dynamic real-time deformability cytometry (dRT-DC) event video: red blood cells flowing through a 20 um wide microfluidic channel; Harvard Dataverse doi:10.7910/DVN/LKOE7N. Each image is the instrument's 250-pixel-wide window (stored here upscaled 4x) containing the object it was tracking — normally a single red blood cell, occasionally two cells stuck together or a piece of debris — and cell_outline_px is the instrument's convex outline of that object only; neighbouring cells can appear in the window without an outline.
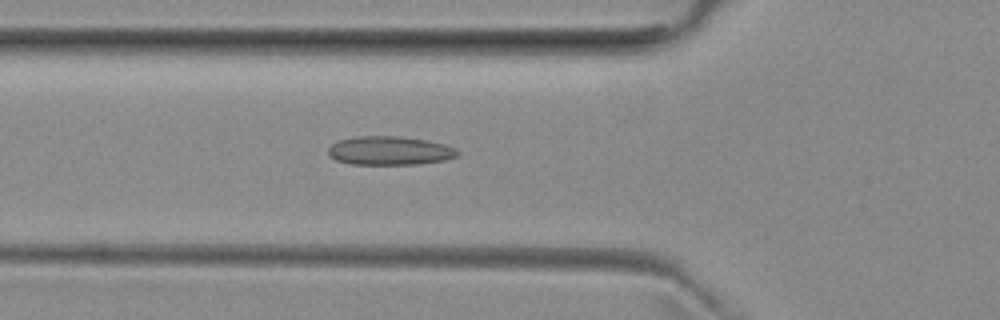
{"species": "common noctule bat (a hibernating species)", "species_latin": "Nyctalus noctula", "temperature_condition": "room temperature", "stored_images_in_passage": 44, "camera_frame_rate_fps": 3000, "um_per_image_px": 0.085, "animal": {"sex": "female", "body_mass_g": 29.2, "forearm_length_mm": 56.3}, "frame": {"image": 1, "passage_image": 11, "time_ms": 3.333, "image_size_px": [1000, 320], "cell_outline_px": [[460, 152], [456, 156], [444, 160], [416, 164], [348, 164], [336, 160], [328, 156], [328, 148], [332, 144], [340, 140], [356, 136], [400, 136], [428, 140], [444, 144], [456, 148]], "centroid_in_image_um": [33.11, 12.8], "position_along_channel_um": 92.7, "area_um2": 21.73}}
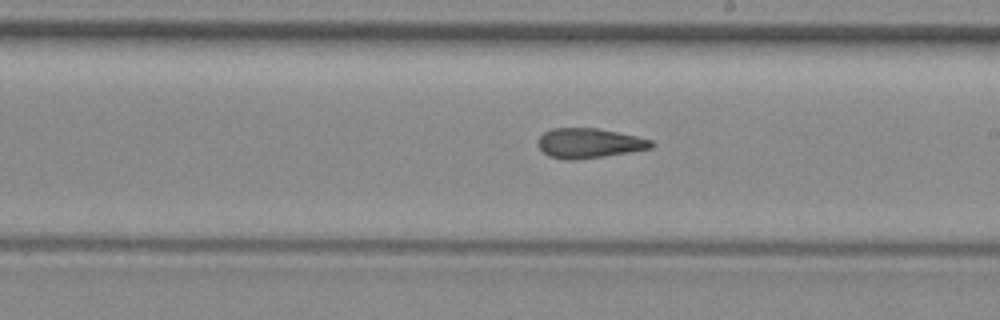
{"frame": {"image": 2, "passage_image": 22, "time_ms": 7.0, "image_size_px": [1000, 320], "cell_outline_px": [[656, 144], [652, 148], [604, 156], [572, 160], [564, 160], [548, 156], [540, 148], [536, 140], [544, 132], [552, 128], [596, 128], [636, 136], [652, 140]], "centroid_in_image_um": [50.06, 12.17], "position_along_channel_um": 238.9, "area_um2": 19.65}}
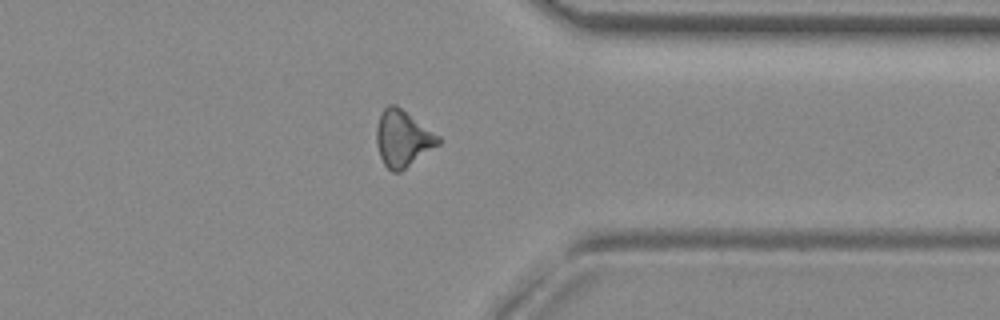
{"frame": {"image": 3, "passage_image": 33, "time_ms": 10.667, "image_size_px": [1000, 320], "cell_outline_px": [[440, 144], [400, 172], [392, 172], [384, 164], [380, 156], [376, 144], [376, 128], [380, 116], [384, 108], [388, 104], [396, 104], [440, 136]], "centroid_in_image_um": [34.23, 11.77], "position_along_channel_um": 377.2, "area_um2": 20.29}, "authors_computed_cell_mechanics": {"area_um2": 19.8832, "velocity_mm_per_s": 3.9729, "shape_relaxation_time_tau1_ms": null, "shape_relaxation_time_tau2_ms": 3.4898, "deformation_change_tau1": null, "deformation_change_tau2": 0.1259}}